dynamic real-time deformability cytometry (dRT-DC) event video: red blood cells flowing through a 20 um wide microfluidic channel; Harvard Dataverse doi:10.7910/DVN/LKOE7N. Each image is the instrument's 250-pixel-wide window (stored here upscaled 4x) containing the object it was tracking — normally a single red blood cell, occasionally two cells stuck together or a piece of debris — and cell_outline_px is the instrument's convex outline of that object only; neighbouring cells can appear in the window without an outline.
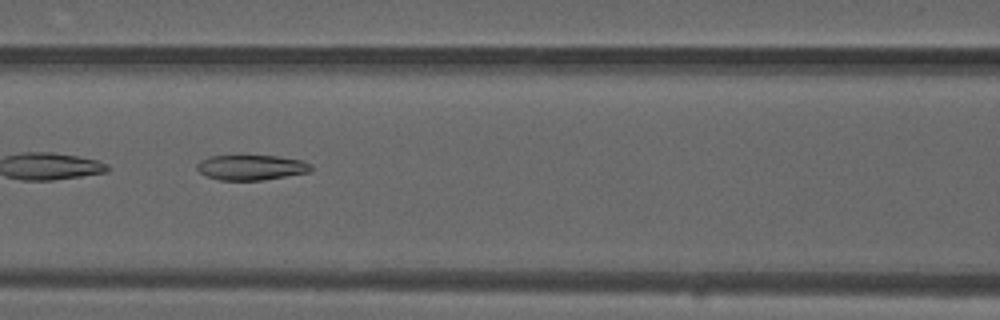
{"species": "common noctule bat (a hibernating species)", "species_latin": "Nyctalus noctula", "temperature_condition": "warm", "stored_images_in_passage": 34, "camera_frame_rate_fps": 3000, "um_per_image_px": 0.085, "animal": {"sex": "male", "forearm_length_mm": 52.5}, "frame": {"image": 1, "passage_image": 16, "time_ms": 5.0, "image_size_px": [1000, 320], "cell_outline_px": [[312, 168], [308, 172], [264, 180], [220, 180], [208, 176], [200, 172], [196, 168], [196, 164], [200, 160], [208, 156], [276, 156], [304, 160], [312, 164]], "centroid_in_image_um": [21.36, 14.23], "position_along_channel_um": 145.2, "area_um2": 16.7}}